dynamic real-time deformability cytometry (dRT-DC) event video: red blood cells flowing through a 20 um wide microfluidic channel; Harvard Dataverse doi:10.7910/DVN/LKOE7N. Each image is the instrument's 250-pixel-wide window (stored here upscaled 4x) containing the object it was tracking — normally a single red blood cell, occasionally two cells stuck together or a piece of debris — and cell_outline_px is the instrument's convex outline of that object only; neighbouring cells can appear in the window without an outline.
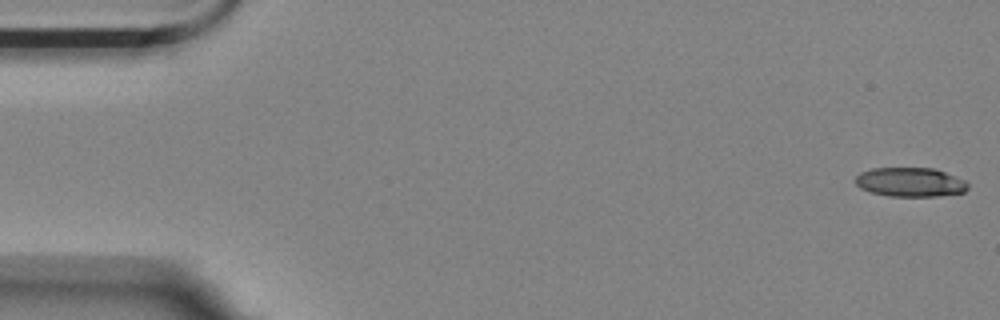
{"species": "Egyptian fruit bat (a non-hibernating species)", "species_latin": "Rousettus aegyptiacus", "temperature_condition": "room temperature", "stored_images_in_passage": 8, "camera_frame_rate_fps": 3000, "um_per_image_px": 0.085, "animal": {"sex": "female"}, "frame": {"image": 1, "passage_image": 1, "time_ms": 0.0, "image_size_px": [1000, 320], "cell_outline_px": [[968, 188], [964, 192], [936, 196], [888, 196], [872, 192], [860, 188], [856, 184], [856, 176], [860, 172], [872, 168], [932, 168], [944, 172], [964, 180], [968, 184]], "centroid_in_image_um": [77.35, 15.48], "position_along_channel_um": 7.7, "area_um2": 18.96}}